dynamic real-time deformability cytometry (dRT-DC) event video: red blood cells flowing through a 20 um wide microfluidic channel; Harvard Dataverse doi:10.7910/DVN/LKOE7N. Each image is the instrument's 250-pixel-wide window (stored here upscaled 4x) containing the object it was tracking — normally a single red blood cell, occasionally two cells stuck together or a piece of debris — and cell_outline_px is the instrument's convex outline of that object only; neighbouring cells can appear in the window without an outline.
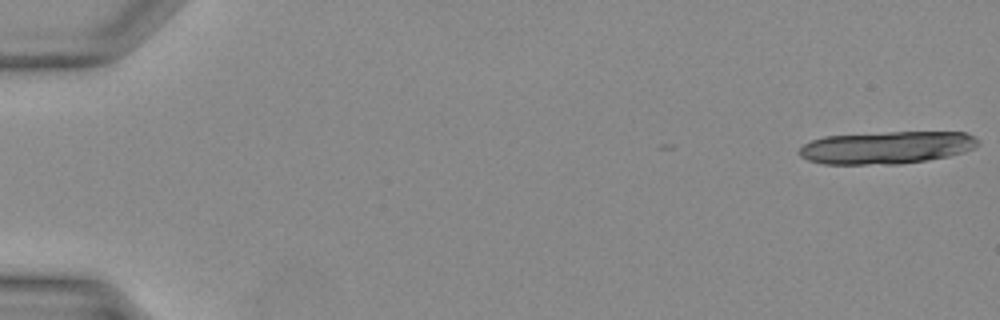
{"species": "Egyptian fruit bat (a non-hibernating species)", "species_latin": "Rousettus aegyptiacus", "temperature_condition": "warm", "stored_images_in_passage": 7, "camera_frame_rate_fps": 3000, "um_per_image_px": 0.085, "animal": {"sex": "female"}, "frame": {"image": 1, "passage_image": 1, "time_ms": 0.0, "image_size_px": [1000, 320], "cell_outline_px": [[980, 144], [964, 152], [948, 156], [900, 164], [824, 164], [808, 160], [800, 156], [796, 152], [804, 144], [812, 140], [824, 136], [888, 132], [964, 132], [980, 140]], "centroid_in_image_um": [75.33, 12.54], "position_along_channel_um": 9.7, "area_um2": 33.87}}